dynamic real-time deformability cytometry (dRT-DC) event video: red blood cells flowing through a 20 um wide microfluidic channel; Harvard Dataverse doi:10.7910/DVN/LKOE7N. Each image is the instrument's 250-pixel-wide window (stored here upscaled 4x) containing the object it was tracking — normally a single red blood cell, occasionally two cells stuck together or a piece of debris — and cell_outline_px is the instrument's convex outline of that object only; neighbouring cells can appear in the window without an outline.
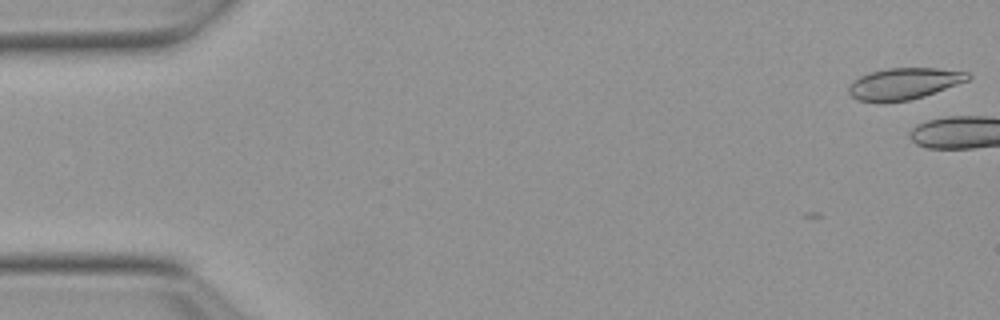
{"species": "Egyptian fruit bat (a non-hibernating species)", "species_latin": "Rousettus aegyptiacus", "temperature_condition": "warm", "stored_images_in_passage": 3, "camera_frame_rate_fps": 3000, "um_per_image_px": 0.085, "animal": {"sex": "female"}, "frame": {"image": 1, "passage_image": 1, "time_ms": 0.0, "image_size_px": [1000, 320], "cell_outline_px": [[972, 76], [968, 80], [924, 96], [908, 100], [856, 100], [848, 92], [848, 88], [860, 76], [872, 72], [888, 68], [936, 68], [968, 72]], "centroid_in_image_um": [76.89, 7.08], "position_along_channel_um": 8.1, "area_um2": 21.15}}